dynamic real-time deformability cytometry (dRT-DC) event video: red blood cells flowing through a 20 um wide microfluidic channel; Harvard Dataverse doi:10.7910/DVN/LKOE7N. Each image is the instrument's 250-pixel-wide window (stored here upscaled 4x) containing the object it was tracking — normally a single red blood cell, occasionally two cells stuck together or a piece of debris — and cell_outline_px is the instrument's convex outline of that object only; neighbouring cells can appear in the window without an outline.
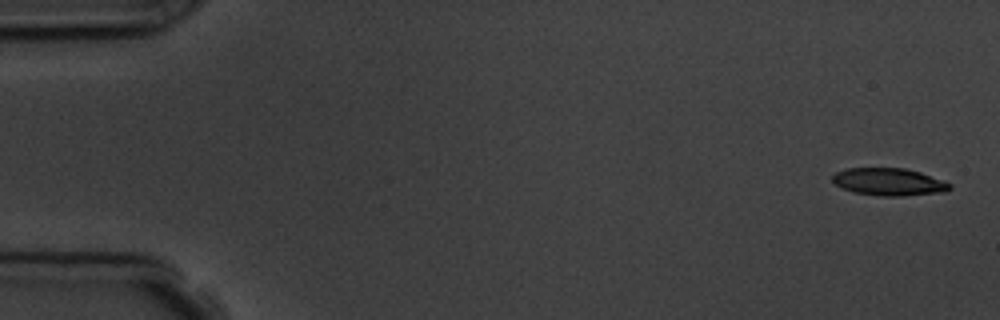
{"species": "common noctule bat (a hibernating species)", "species_latin": "Nyctalus noctula", "temperature_condition": "room temperature", "stored_images_in_passage": 5, "camera_frame_rate_fps": 3000, "um_per_image_px": 0.085, "animal": {"sex": "male", "body_mass_g": 19.5, "forearm_length_mm": 54.6}, "frame": {"image": 1, "passage_image": 1, "time_ms": 0.0, "image_size_px": [1000, 320], "cell_outline_px": [[952, 188], [944, 192], [904, 196], [880, 196], [852, 192], [836, 184], [832, 180], [832, 176], [836, 172], [848, 168], [904, 168], [920, 172], [944, 180], [952, 184]], "centroid_in_image_um": [75.59, 15.46], "position_along_channel_um": 9.4, "area_um2": 18.84}}
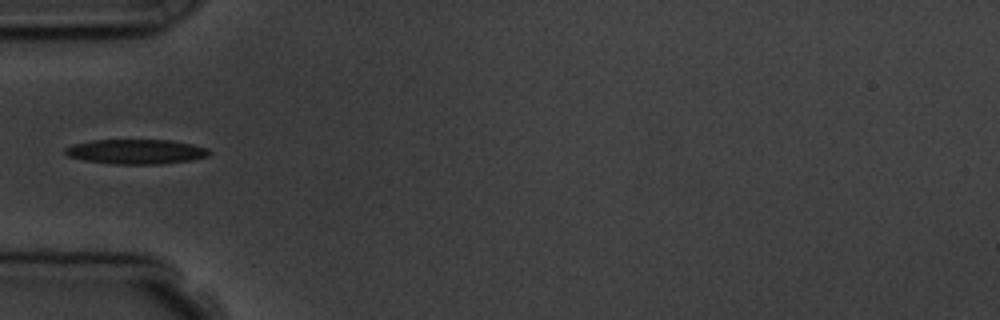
{"frame": {"image": 2, "passage_image": 5, "time_ms": 5.333, "image_size_px": [1000, 320], "cell_outline_px": [[212, 152], [208, 156], [192, 160], [160, 164], [116, 164], [84, 160], [68, 156], [64, 152], [64, 148], [72, 144], [92, 140], [172, 140], [192, 144], [208, 148]], "centroid_in_image_um": [11.58, 12.88], "position_along_channel_um": 73.4, "area_um2": 20.87}}